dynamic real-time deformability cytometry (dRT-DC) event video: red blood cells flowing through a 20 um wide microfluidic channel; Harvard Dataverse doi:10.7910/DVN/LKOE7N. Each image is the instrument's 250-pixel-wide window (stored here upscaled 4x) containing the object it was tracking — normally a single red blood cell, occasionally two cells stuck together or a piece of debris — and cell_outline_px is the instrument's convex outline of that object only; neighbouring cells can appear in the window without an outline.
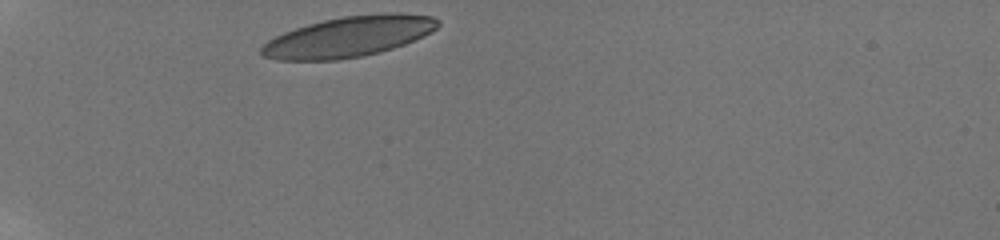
{"species": "human", "species_latin": "Homo sapiens", "temperature_condition": "room temperature", "stored_images_in_passage": 8, "camera_frame_rate_fps": 3000, "um_per_image_px": 0.085, "donor": {"sex": "male"}, "frame": {"image": 1, "passage_image": 1, "time_ms": 0.0, "image_size_px": [1000, 240], "cell_outline_px": [[440, 24], [432, 32], [424, 36], [404, 44], [380, 52], [360, 56], [336, 60], [276, 60], [260, 56], [260, 48], [268, 40], [284, 32], [308, 24], [324, 20], [344, 16], [384, 12], [400, 12], [432, 16], [440, 20]], "centroid_in_image_um": [29.65, 3.11], "position_along_channel_um": 55.3, "area_um2": 41.85}}
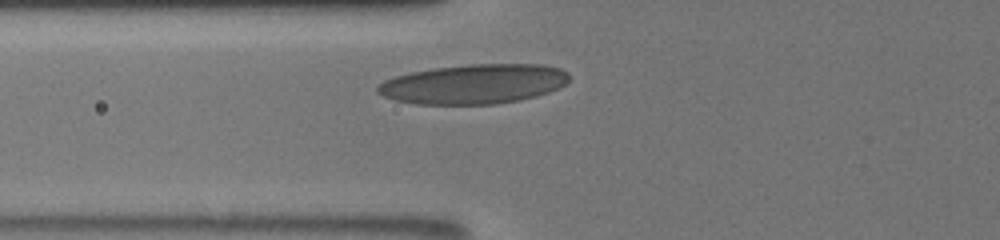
{"frame": {"image": 2, "passage_image": 5, "time_ms": 1.667, "image_size_px": [1000, 240], "cell_outline_px": [[568, 80], [560, 88], [536, 96], [520, 100], [496, 104], [416, 104], [392, 100], [376, 92], [376, 88], [384, 80], [396, 76], [412, 72], [432, 68], [468, 64], [540, 64], [560, 68], [568, 72]], "centroid_in_image_um": [40.27, 7.14], "position_along_channel_um": 85.5, "area_um2": 44.39}}
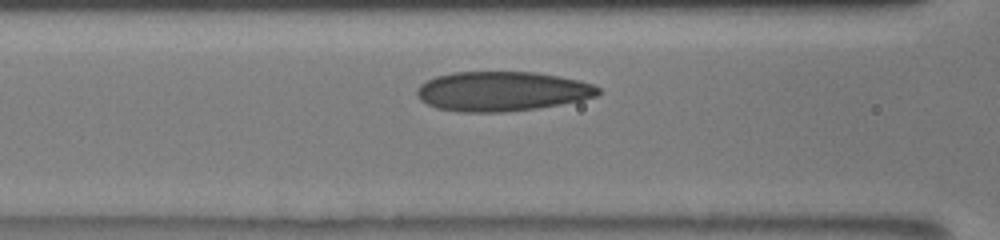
{"frame": {"image": 3, "passage_image": 7, "time_ms": 2.667, "image_size_px": [1000, 240], "cell_outline_px": [[600, 92], [596, 96], [580, 100], [560, 104], [536, 108], [504, 112], [460, 112], [436, 108], [420, 100], [416, 92], [416, 88], [420, 84], [436, 76], [452, 72], [536, 72], [576, 80], [592, 84], [600, 88]], "centroid_in_image_um": [42.62, 7.76], "position_along_channel_um": 124.0, "area_um2": 41.67}}